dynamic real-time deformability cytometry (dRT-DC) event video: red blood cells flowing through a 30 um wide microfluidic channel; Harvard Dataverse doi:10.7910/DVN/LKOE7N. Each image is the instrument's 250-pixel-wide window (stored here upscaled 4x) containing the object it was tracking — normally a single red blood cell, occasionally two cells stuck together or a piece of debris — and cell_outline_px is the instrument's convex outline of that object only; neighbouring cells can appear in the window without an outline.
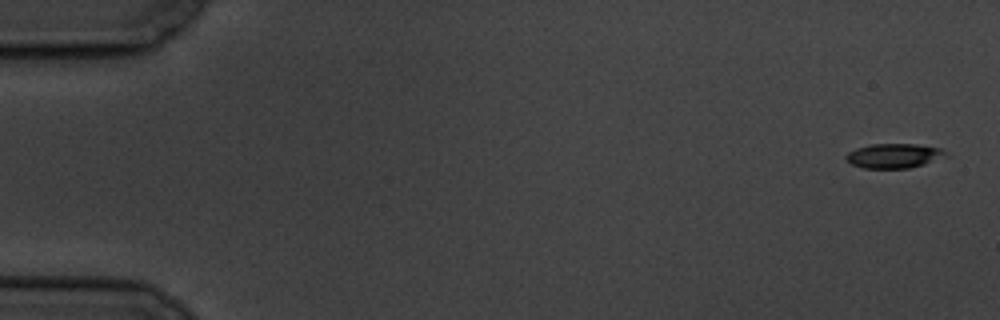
{"species": "common noctule bat (a hibernating species)", "species_latin": "Nyctalus noctula", "temperature_condition": "cold", "stored_images_in_passage": 7, "camera_frame_rate_fps": 3000, "um_per_image_px": 0.085, "animal": {"sex": "male", "body_mass_g": 19.5, "forearm_length_mm": 54.6}, "frame": {"image": 1, "passage_image": 1, "time_ms": 0.0, "image_size_px": [1000, 320], "cell_outline_px": [[952, 156], [924, 164], [908, 168], [864, 168], [852, 164], [844, 156], [848, 152], [856, 148], [872, 144], [916, 144], [940, 148], [948, 152]], "centroid_in_image_um": [76.06, 13.24], "position_along_channel_um": 8.9, "area_um2": 14.39}}
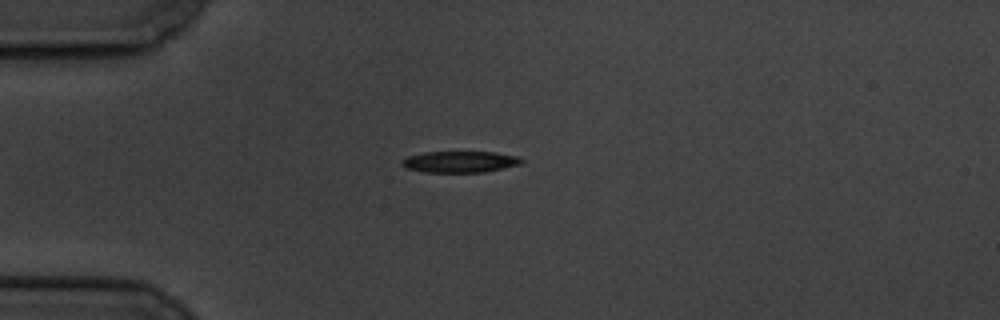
{"frame": {"image": 2, "passage_image": 5, "time_ms": 4.667, "image_size_px": [1000, 320], "cell_outline_px": [[524, 160], [520, 164], [504, 168], [484, 172], [424, 172], [404, 168], [400, 164], [400, 160], [408, 156], [424, 152], [496, 152], [516, 156]], "centroid_in_image_um": [39.04, 13.75], "position_along_channel_um": 46.0, "area_um2": 14.97}}
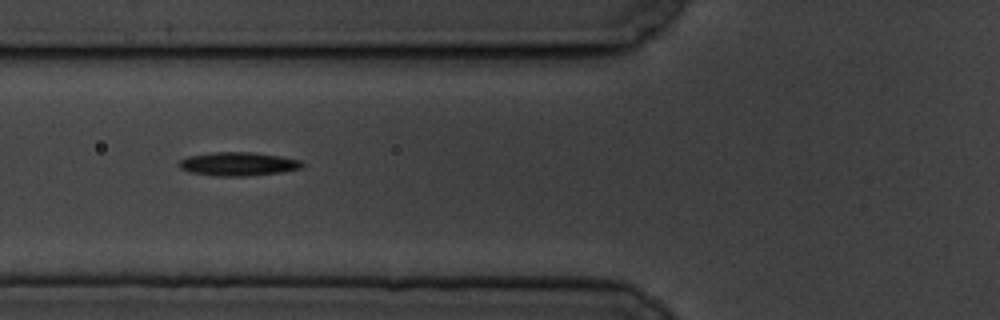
{"frame": {"image": 3, "passage_image": 7, "time_ms": 7.0, "image_size_px": [1000, 320], "cell_outline_px": [[304, 164], [300, 168], [280, 172], [244, 176], [216, 176], [192, 172], [180, 168], [176, 164], [180, 160], [188, 156], [212, 152], [252, 152], [280, 156], [300, 160]], "centroid_in_image_um": [20.21, 13.93], "position_along_channel_um": 105.6, "area_um2": 16.82}}